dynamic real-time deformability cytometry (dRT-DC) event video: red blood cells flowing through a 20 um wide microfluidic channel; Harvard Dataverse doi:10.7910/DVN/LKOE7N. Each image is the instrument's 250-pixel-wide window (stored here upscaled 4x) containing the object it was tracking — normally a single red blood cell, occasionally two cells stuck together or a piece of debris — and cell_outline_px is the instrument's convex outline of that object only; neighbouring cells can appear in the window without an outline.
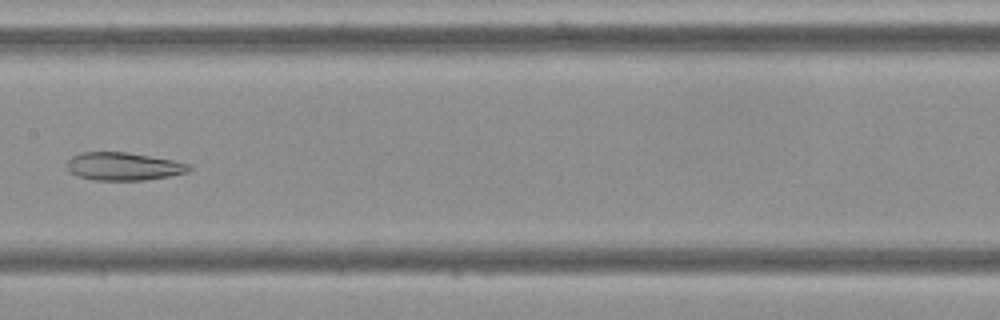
{"species": "Egyptian fruit bat (a non-hibernating species)", "species_latin": "Rousettus aegyptiacus", "temperature_condition": "cold", "stored_images_in_passage": 8, "camera_frame_rate_fps": 3000, "um_per_image_px": 0.085, "frame": {"image": 1, "passage_image": 8, "time_ms": 8.333, "image_size_px": [1000, 320], "cell_outline_px": [[192, 168], [188, 172], [168, 176], [144, 180], [92, 180], [76, 176], [68, 172], [64, 168], [64, 164], [72, 156], [80, 152], [124, 152], [172, 160], [192, 164]], "centroid_in_image_um": [10.42, 14.15], "position_along_channel_um": 197.0, "area_um2": 20.11}}